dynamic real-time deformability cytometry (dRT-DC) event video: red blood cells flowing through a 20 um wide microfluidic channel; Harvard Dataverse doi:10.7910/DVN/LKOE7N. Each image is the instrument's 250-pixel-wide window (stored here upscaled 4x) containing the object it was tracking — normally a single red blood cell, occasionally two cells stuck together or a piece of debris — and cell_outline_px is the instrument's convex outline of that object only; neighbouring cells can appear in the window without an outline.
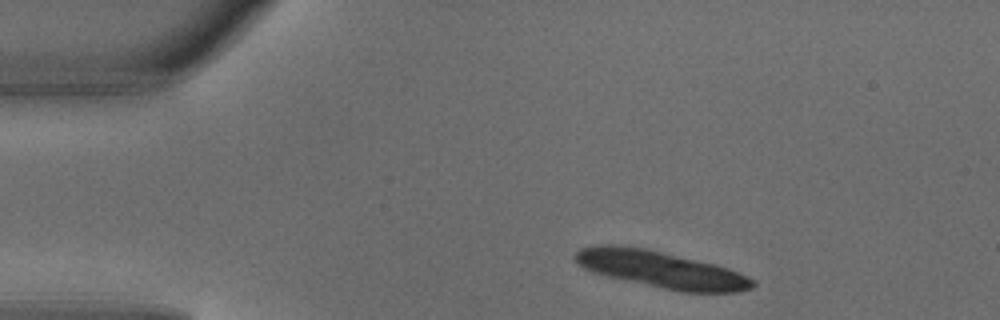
{"species": "common noctule bat (a hibernating species)", "species_latin": "Nyctalus noctula", "temperature_condition": "warm", "stored_images_in_passage": 4, "camera_frame_rate_fps": 3000, "um_per_image_px": 0.085, "animal": {"sex": "male", "body_mass_g": 18.8}, "frame": {"image": 1, "passage_image": 1, "time_ms": 0.0, "image_size_px": [1000, 320], "cell_outline_px": [[756, 284], [752, 288], [740, 292], [680, 292], [608, 276], [592, 272], [576, 264], [576, 252], [580, 248], [600, 244], [612, 244], [644, 248], [716, 264], [728, 268], [748, 276]], "centroid_in_image_um": [56.19, 22.9], "position_along_channel_um": 28.8, "area_um2": 37.86}}
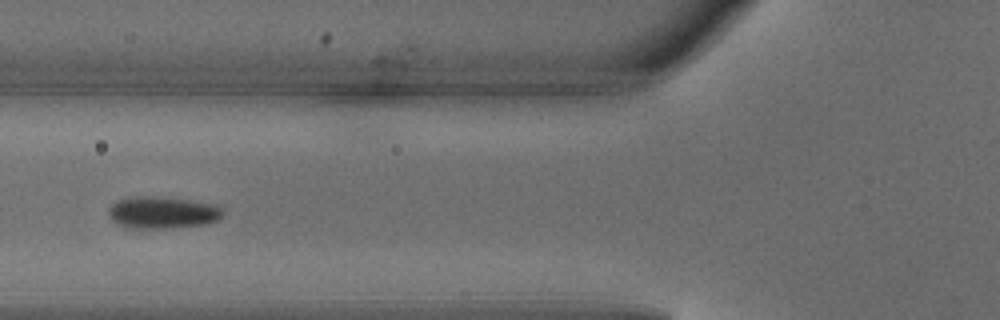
{"frame": {"image": 2, "passage_image": 4, "time_ms": 1.0, "image_size_px": [1000, 320], "cell_outline_px": [[224, 212], [216, 220], [204, 224], [172, 228], [128, 228], [116, 224], [112, 220], [108, 212], [108, 208], [116, 200], [128, 196], [156, 196], [188, 200], [212, 204], [220, 208]], "centroid_in_image_um": [13.72, 18.06], "position_along_channel_um": 112.1, "area_um2": 21.33}}